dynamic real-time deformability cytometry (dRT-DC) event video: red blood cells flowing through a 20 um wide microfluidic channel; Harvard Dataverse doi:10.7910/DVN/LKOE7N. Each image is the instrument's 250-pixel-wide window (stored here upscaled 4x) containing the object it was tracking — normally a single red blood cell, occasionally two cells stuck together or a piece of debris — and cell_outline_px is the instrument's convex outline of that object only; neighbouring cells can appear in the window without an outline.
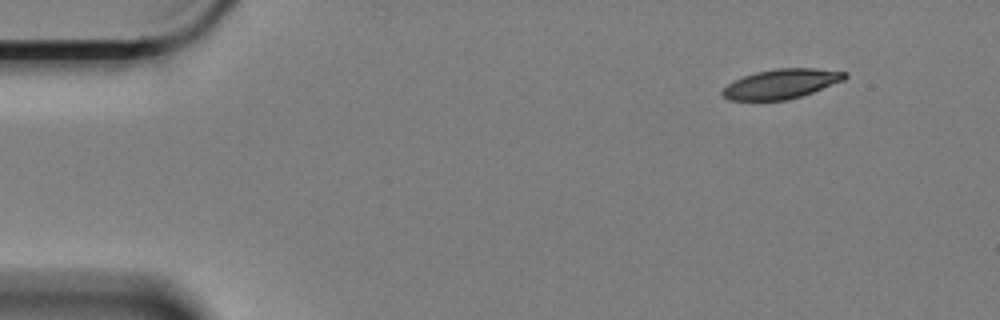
{"species": "Egyptian fruit bat (a non-hibernating species)", "species_latin": "Rousettus aegyptiacus", "temperature_condition": "cold", "stored_images_in_passage": 43, "camera_frame_rate_fps": 3000, "um_per_image_px": 0.085, "animal": {"sex": "female"}, "frame": {"image": 1, "passage_image": 1, "time_ms": 0.0, "image_size_px": [1000, 320], "cell_outline_px": [[848, 76], [844, 80], [812, 92], [788, 100], [728, 100], [720, 92], [732, 80], [756, 72], [776, 68], [816, 68], [848, 72]], "centroid_in_image_um": [66.41, 7.12], "position_along_channel_um": 18.6, "area_um2": 21.1}}
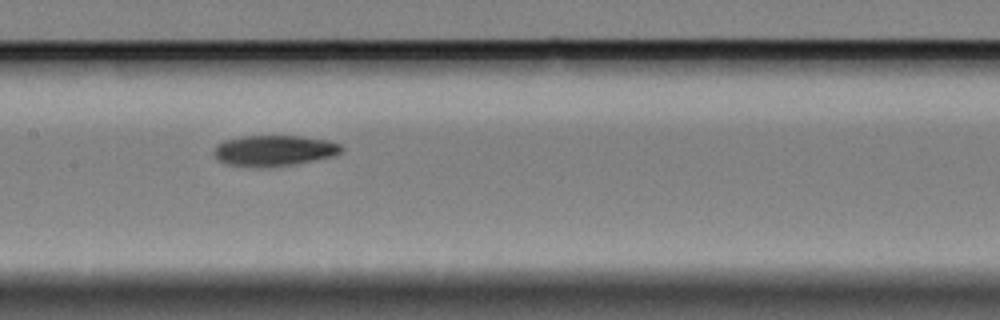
{"frame": {"image": 2, "passage_image": 24, "time_ms": 7.667, "image_size_px": [1000, 320], "cell_outline_px": [[344, 148], [336, 156], [296, 164], [260, 168], [228, 164], [220, 160], [212, 152], [216, 144], [224, 140], [240, 136], [300, 136], [328, 140], [340, 144]], "centroid_in_image_um": [23.31, 12.8], "position_along_channel_um": 184.1, "area_um2": 23.12}}
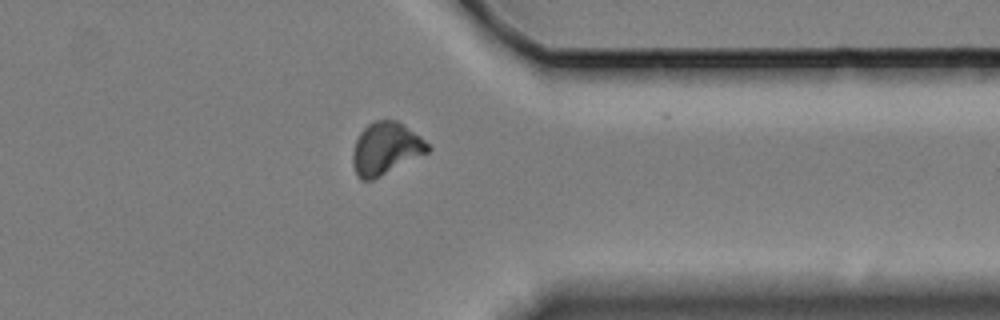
{"frame": {"image": 3, "passage_image": 42, "time_ms": 13.667, "image_size_px": [1000, 320], "cell_outline_px": [[432, 148], [428, 152], [372, 180], [360, 180], [356, 176], [352, 164], [352, 152], [356, 140], [360, 132], [368, 124], [376, 120], [396, 120], [404, 124], [420, 136]], "centroid_in_image_um": [32.76, 12.62], "position_along_channel_um": 378.6, "area_um2": 22.83}}